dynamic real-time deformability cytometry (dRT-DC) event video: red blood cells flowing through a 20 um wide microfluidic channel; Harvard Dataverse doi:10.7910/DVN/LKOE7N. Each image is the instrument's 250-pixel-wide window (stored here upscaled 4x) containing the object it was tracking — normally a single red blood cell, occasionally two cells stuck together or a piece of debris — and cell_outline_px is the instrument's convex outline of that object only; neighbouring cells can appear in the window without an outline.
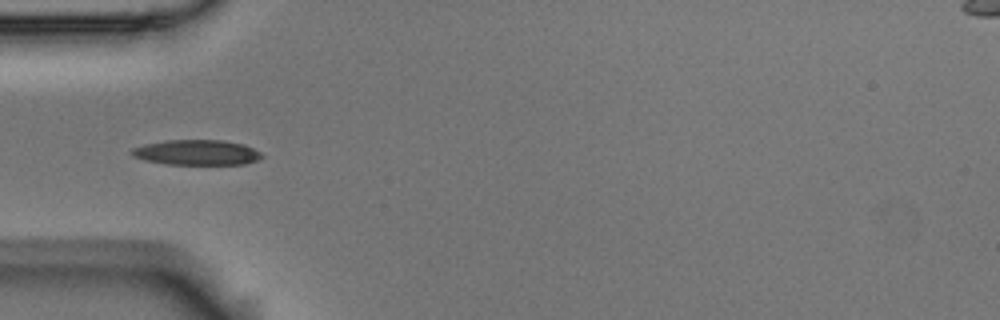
{"species": "Egyptian fruit bat (a non-hibernating species)", "species_latin": "Rousettus aegyptiacus", "temperature_condition": "room temperature", "stored_images_in_passage": 5, "camera_frame_rate_fps": 3000, "um_per_image_px": 0.085, "animal": {"sex": "male"}, "frame": {"image": 1, "passage_image": 2, "time_ms": 0.333, "image_size_px": [1000, 320], "cell_outline_px": [[264, 156], [256, 160], [244, 164], [164, 164], [144, 160], [132, 156], [128, 152], [132, 148], [144, 144], [168, 140], [220, 140], [244, 144], [260, 152]], "centroid_in_image_um": [16.67, 12.96], "position_along_channel_um": 68.3, "area_um2": 19.13}}
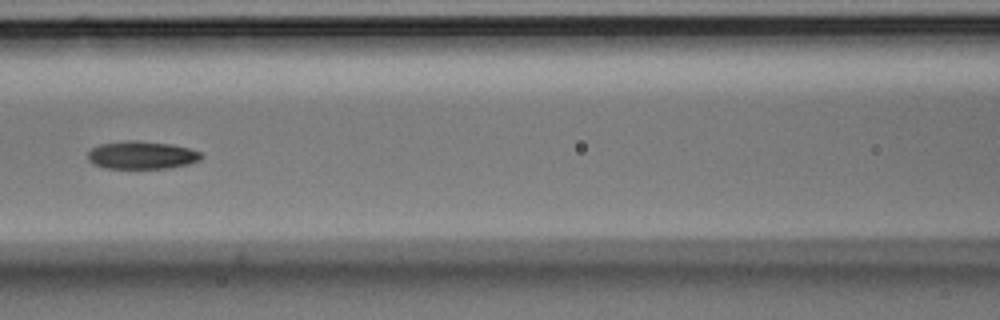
{"frame": {"image": 2, "passage_image": 4, "time_ms": 1.0, "image_size_px": [1000, 320], "cell_outline_px": [[204, 156], [200, 160], [188, 164], [168, 168], [104, 168], [92, 164], [88, 160], [88, 152], [92, 148], [100, 144], [124, 140], [136, 140], [172, 144], [188, 148], [200, 152]], "centroid_in_image_um": [12.03, 13.18], "position_along_channel_um": 154.6, "area_um2": 18.55}}
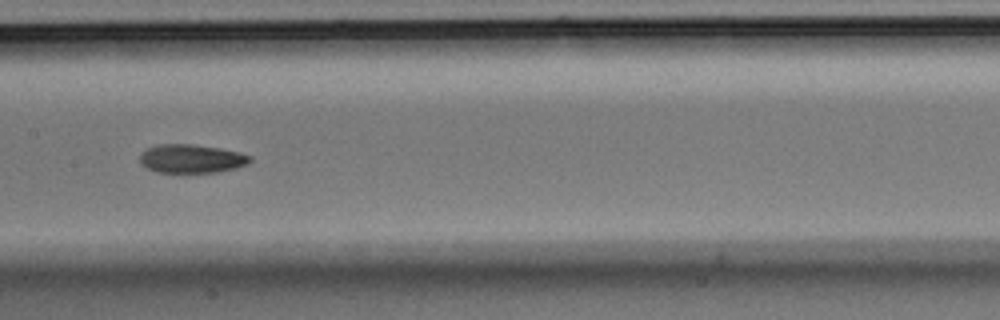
{"frame": {"image": 3, "passage_image": 5, "time_ms": 1.333, "image_size_px": [1000, 320], "cell_outline_px": [[252, 160], [248, 164], [236, 168], [216, 172], [156, 172], [140, 164], [140, 156], [148, 148], [156, 144], [192, 144], [220, 148], [240, 152], [252, 156]], "centroid_in_image_um": [16.31, 13.48], "position_along_channel_um": 191.1, "area_um2": 18.38}}